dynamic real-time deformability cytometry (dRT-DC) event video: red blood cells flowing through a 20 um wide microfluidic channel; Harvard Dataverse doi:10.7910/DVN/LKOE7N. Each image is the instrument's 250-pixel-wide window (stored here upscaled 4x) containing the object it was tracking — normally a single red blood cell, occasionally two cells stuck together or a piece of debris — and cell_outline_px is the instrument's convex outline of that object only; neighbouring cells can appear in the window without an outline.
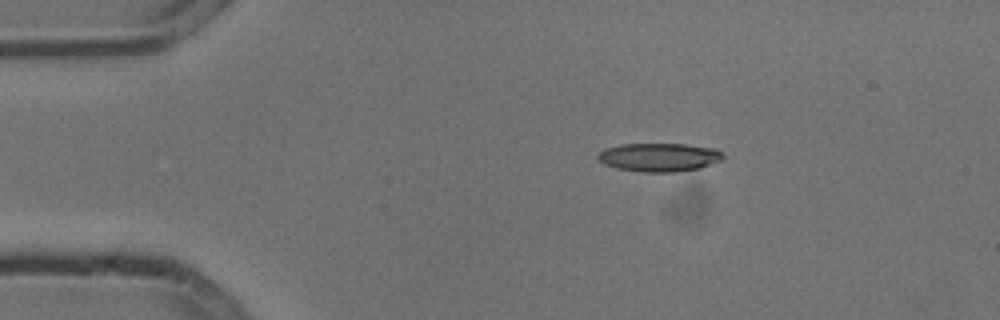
{"species": "common noctule bat (a hibernating species)", "species_latin": "Nyctalus noctula", "temperature_condition": "cold", "stored_images_in_passage": 7, "camera_frame_rate_fps": 3000, "um_per_image_px": 0.085, "animal": {"sex": "male", "body_mass_g": 13.3}, "frame": {"image": 1, "passage_image": 2, "time_ms": 0.333, "image_size_px": [1000, 320], "cell_outline_px": [[724, 156], [720, 160], [700, 168], [676, 172], [644, 172], [616, 168], [604, 164], [596, 156], [604, 148], [620, 144], [684, 144], [716, 148], [724, 152]], "centroid_in_image_um": [56.04, 13.36], "position_along_channel_um": 29.0, "area_um2": 20.87}}
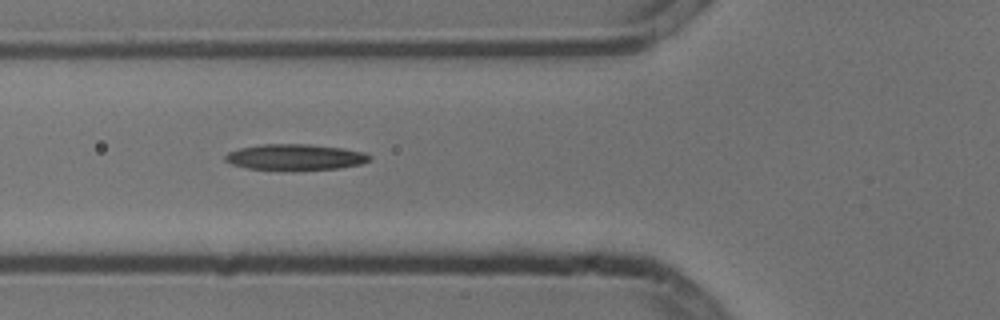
{"frame": {"image": 2, "passage_image": 5, "time_ms": 1.333, "image_size_px": [1000, 320], "cell_outline_px": [[372, 160], [360, 164], [340, 168], [292, 172], [248, 168], [232, 164], [224, 160], [224, 156], [228, 152], [240, 148], [260, 144], [308, 144], [344, 148], [364, 152], [372, 156]], "centroid_in_image_um": [25.11, 13.38], "position_along_channel_um": 100.7, "area_um2": 22.54}}
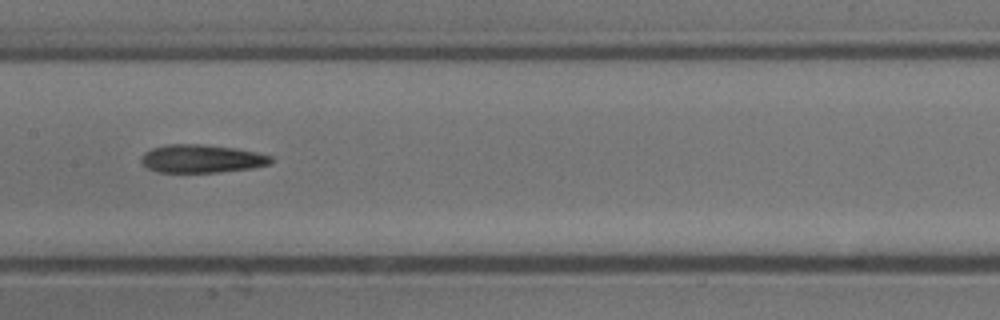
{"frame": {"image": 3, "passage_image": 7, "time_ms": 2.0, "image_size_px": [1000, 320], "cell_outline_px": [[272, 160], [268, 164], [252, 168], [220, 172], [156, 172], [148, 168], [140, 160], [140, 156], [144, 152], [152, 148], [168, 144], [200, 144], [236, 148], [256, 152], [272, 156]], "centroid_in_image_um": [17.11, 13.48], "position_along_channel_um": 190.3, "area_um2": 21.27}}